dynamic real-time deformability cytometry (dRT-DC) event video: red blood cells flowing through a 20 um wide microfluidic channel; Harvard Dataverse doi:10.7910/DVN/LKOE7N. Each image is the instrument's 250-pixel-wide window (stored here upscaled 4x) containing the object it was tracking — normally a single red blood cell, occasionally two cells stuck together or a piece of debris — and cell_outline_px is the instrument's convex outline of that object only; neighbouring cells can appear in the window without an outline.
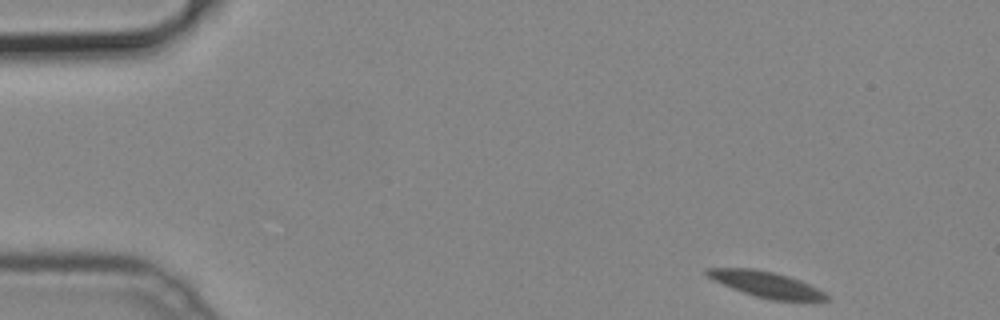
{"species": "common noctule bat (a hibernating species)", "species_latin": "Nyctalus noctula", "temperature_condition": "cold", "stored_images_in_passage": 34, "camera_frame_rate_fps": 3000, "um_per_image_px": 0.085, "animal": {"sex": "male", "body_mass_g": 19.2, "forearm_length_mm": 51.8}, "frame": {"image": 1, "passage_image": 1, "time_ms": 0.0, "image_size_px": [1000, 320], "cell_outline_px": [[828, 300], [776, 300], [756, 296], [744, 292], [724, 284], [708, 276], [704, 272], [708, 268], [752, 268], [772, 272], [788, 276], [800, 280], [824, 292], [828, 296]], "centroid_in_image_um": [65.13, 24.15], "position_along_channel_um": 19.9, "area_um2": 17.28}}
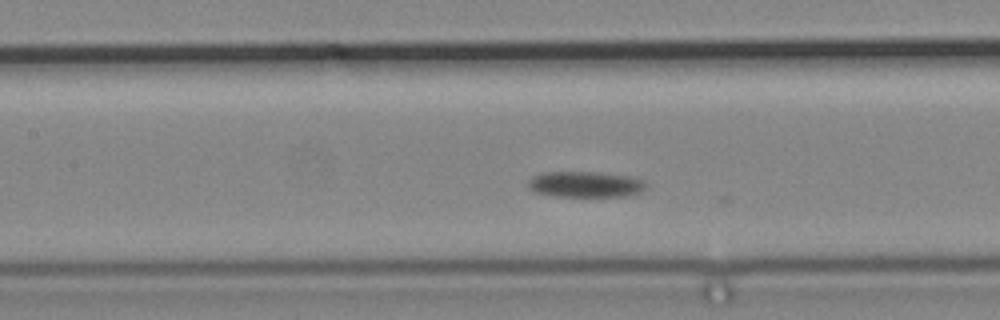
{"frame": {"image": 2, "passage_image": 20, "time_ms": 6.333, "image_size_px": [1000, 320], "cell_outline_px": [[648, 184], [640, 192], [620, 196], [556, 196], [536, 192], [528, 188], [528, 180], [532, 176], [544, 172], [600, 172], [628, 176], [644, 180]], "centroid_in_image_um": [49.74, 15.65], "position_along_channel_um": 157.7, "area_um2": 17.69}}
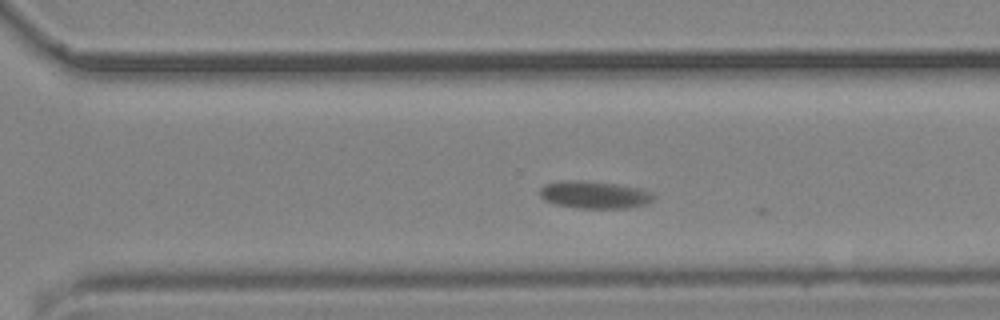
{"frame": {"image": 3, "passage_image": 33, "time_ms": 10.667, "image_size_px": [1000, 320], "cell_outline_px": [[652, 200], [644, 204], [624, 208], [580, 208], [552, 204], [544, 200], [540, 196], [540, 188], [544, 184], [560, 180], [584, 180], [616, 184], [636, 188], [652, 192]], "centroid_in_image_um": [50.42, 16.54], "position_along_channel_um": 320.2, "area_um2": 18.09}}